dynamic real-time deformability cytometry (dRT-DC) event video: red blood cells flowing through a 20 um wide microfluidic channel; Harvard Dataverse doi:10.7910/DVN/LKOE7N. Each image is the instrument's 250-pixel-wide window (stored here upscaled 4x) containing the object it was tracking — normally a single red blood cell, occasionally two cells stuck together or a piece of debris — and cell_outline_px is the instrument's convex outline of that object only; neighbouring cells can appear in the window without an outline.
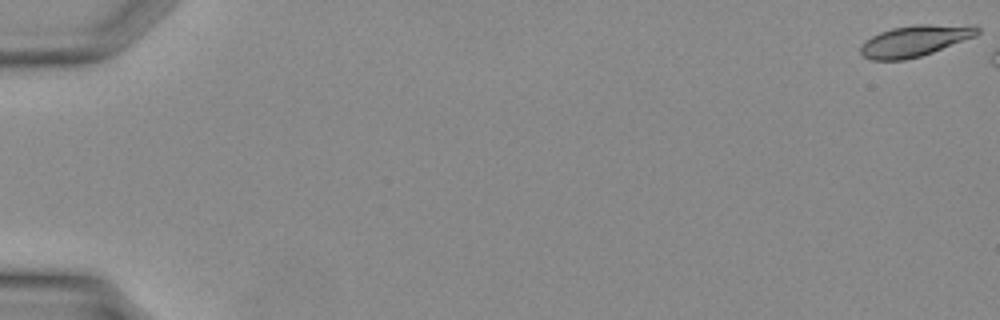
{"species": "Egyptian fruit bat (a non-hibernating species)", "species_latin": "Rousettus aegyptiacus", "temperature_condition": "warm", "stored_images_in_passage": 14, "camera_frame_rate_fps": 3000, "um_per_image_px": 0.085, "animal": {"sex": "female"}, "frame": {"image": 1, "passage_image": 1, "time_ms": 0.0, "image_size_px": [1000, 320], "cell_outline_px": [[980, 32], [976, 36], [932, 52], [920, 56], [904, 60], [872, 60], [864, 56], [860, 52], [860, 48], [872, 36], [880, 32], [892, 28], [916, 24], [976, 24], [980, 28]], "centroid_in_image_um": [77.85, 3.44], "position_along_channel_um": 7.2, "area_um2": 21.27}}